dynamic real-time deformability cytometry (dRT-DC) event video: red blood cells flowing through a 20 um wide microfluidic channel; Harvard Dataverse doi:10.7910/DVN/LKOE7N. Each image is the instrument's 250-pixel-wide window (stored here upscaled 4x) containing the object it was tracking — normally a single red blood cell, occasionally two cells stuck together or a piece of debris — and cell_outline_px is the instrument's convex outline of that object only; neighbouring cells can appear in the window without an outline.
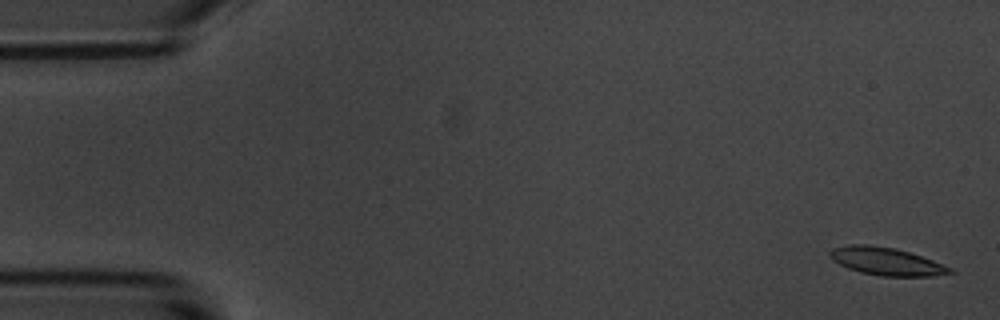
{"species": "common noctule bat (a hibernating species)", "species_latin": "Nyctalus noctula", "temperature_condition": "room temperature", "stored_images_in_passage": 4, "camera_frame_rate_fps": 3000, "um_per_image_px": 0.085, "animal": {"sex": "male", "body_mass_g": 20.1, "forearm_length_mm": 53.5}, "frame": {"image": 1, "passage_image": 1, "time_ms": 0.0, "image_size_px": [1000, 320], "cell_outline_px": [[956, 272], [932, 276], [880, 276], [860, 272], [848, 268], [832, 260], [828, 256], [828, 252], [832, 248], [852, 244], [868, 244], [896, 248], [932, 260], [952, 268]], "centroid_in_image_um": [75.31, 22.21], "position_along_channel_um": 9.7, "area_um2": 19.42}}